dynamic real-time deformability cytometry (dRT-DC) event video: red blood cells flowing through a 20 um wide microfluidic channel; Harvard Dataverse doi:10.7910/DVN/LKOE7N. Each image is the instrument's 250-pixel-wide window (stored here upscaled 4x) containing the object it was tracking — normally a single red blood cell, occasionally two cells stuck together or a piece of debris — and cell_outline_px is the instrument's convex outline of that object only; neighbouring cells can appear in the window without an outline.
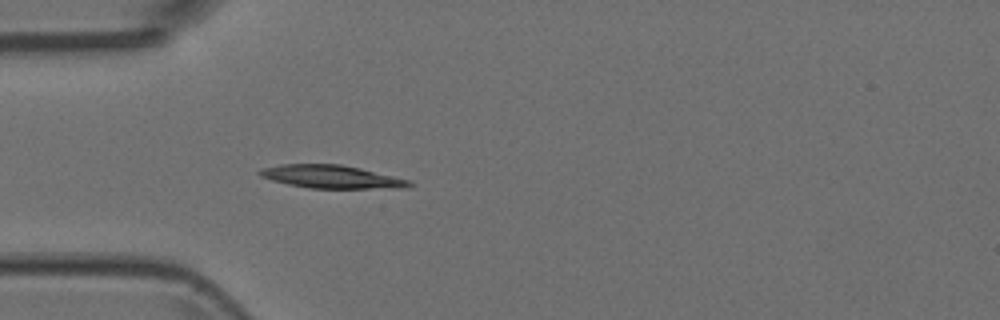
{"species": "Egyptian fruit bat (a non-hibernating species)", "species_latin": "Rousettus aegyptiacus", "temperature_condition": "room temperature", "stored_images_in_passage": 1, "camera_frame_rate_fps": 3000, "um_per_image_px": 0.085, "animal": {"sex": "female"}, "frame": {"image": 1, "passage_image": 1, "time_ms": 0.0, "image_size_px": [1000, 320], "cell_outline_px": [[412, 184], [408, 188], [308, 188], [288, 184], [272, 180], [260, 176], [256, 172], [260, 168], [280, 164], [340, 164], [360, 168], [412, 180]], "centroid_in_image_um": [28.17, 15.02], "position_along_channel_um": 56.8, "area_um2": 20.23}}